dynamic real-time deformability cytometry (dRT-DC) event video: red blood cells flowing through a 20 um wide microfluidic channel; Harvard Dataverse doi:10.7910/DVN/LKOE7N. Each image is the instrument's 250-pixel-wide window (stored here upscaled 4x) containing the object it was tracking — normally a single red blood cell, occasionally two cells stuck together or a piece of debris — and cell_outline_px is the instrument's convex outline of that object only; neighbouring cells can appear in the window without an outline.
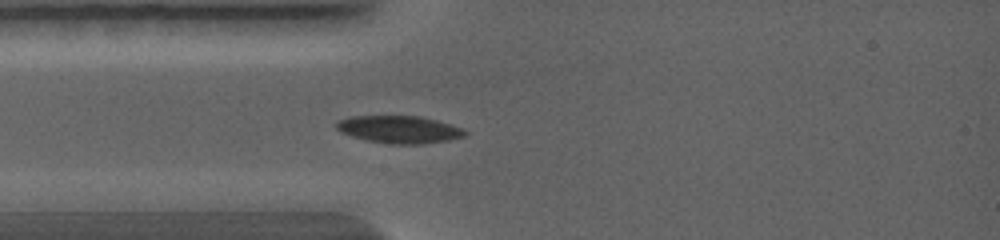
{"species": "common noctule bat (a hibernating species)", "species_latin": "Nyctalus noctula", "temperature_condition": "warm", "stored_images_in_passage": 7, "camera_frame_rate_fps": 5000, "um_per_image_px": 0.085, "animal": {"sex": "female", "body_mass_g": 19.0, "forearm_length_mm": 56.7}, "frame": {"image": 1, "passage_image": 1, "time_ms": 0.0, "image_size_px": [1000, 240], "cell_outline_px": [[468, 136], [448, 140], [424, 144], [392, 144], [368, 140], [352, 136], [340, 132], [336, 128], [336, 120], [348, 116], [420, 116], [436, 120], [464, 128], [468, 132]], "centroid_in_image_um": [33.96, 11.0], "position_along_channel_um": 51.0, "area_um2": 20.75}}
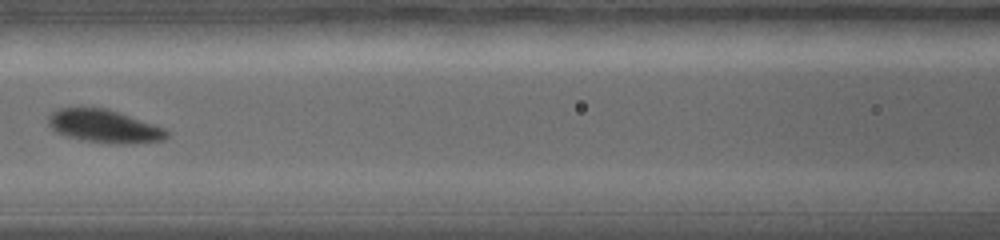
{"frame": {"image": 2, "passage_image": 5, "time_ms": 2.0, "image_size_px": [1000, 240], "cell_outline_px": [[168, 136], [164, 140], [124, 144], [120, 144], [84, 140], [64, 136], [56, 132], [48, 124], [48, 116], [56, 108], [108, 108], [164, 128], [168, 132]], "centroid_in_image_um": [8.83, 10.72], "position_along_channel_um": 157.8, "area_um2": 22.66}}
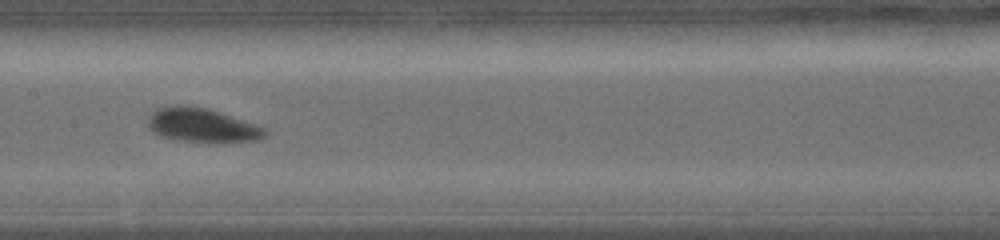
{"frame": {"image": 3, "passage_image": 6, "time_ms": 2.6, "image_size_px": [1000, 240], "cell_outline_px": [[268, 132], [260, 140], [176, 140], [160, 136], [152, 132], [148, 124], [148, 116], [156, 108], [176, 104], [188, 104], [208, 108], [264, 128]], "centroid_in_image_um": [17.06, 10.59], "position_along_channel_um": 190.3, "area_um2": 22.6}}